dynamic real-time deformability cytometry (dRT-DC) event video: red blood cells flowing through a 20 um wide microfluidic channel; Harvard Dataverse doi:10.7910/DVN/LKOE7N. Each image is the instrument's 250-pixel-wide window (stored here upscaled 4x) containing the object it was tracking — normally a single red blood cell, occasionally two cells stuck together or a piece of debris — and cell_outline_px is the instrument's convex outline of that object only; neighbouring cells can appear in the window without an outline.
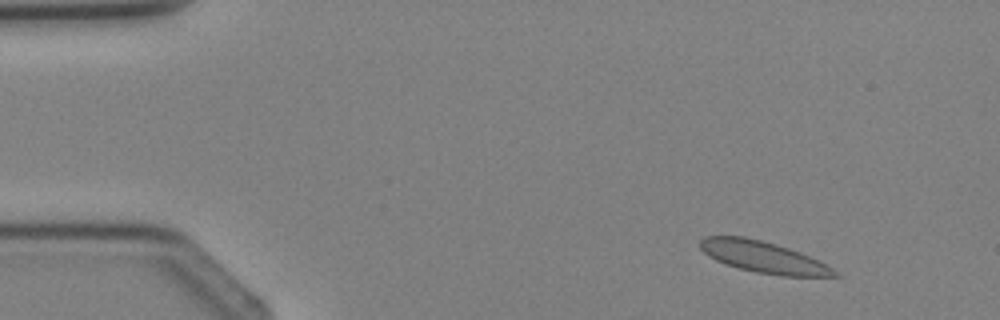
{"species": "Egyptian fruit bat (a non-hibernating species)", "species_latin": "Rousettus aegyptiacus", "temperature_condition": "cold", "stored_images_in_passage": 3, "camera_frame_rate_fps": 3000, "um_per_image_px": 0.085, "animal": {"sex": "female"}, "frame": {"image": 1, "passage_image": 1, "time_ms": 0.0, "image_size_px": [1000, 320], "cell_outline_px": [[844, 276], [780, 276], [756, 272], [740, 268], [716, 260], [708, 256], [700, 248], [700, 240], [704, 236], [744, 236], [776, 244], [800, 252], [832, 268]], "centroid_in_image_um": [64.87, 21.85], "position_along_channel_um": 20.1, "area_um2": 24.33}}
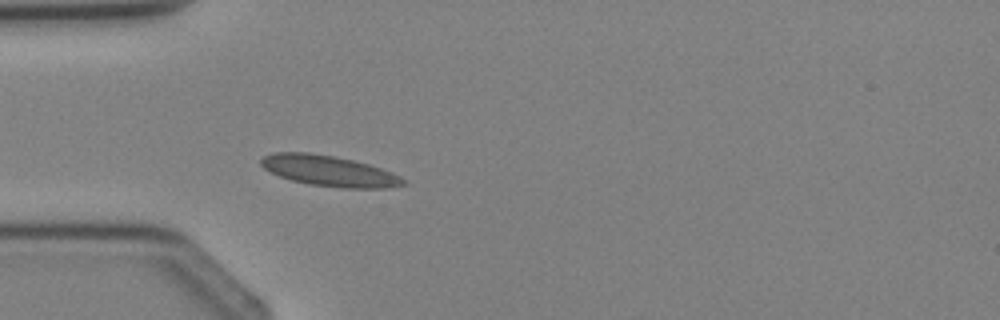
{"frame": {"image": 2, "passage_image": 3, "time_ms": 2.333, "image_size_px": [1000, 320], "cell_outline_px": [[408, 184], [392, 188], [340, 188], [308, 184], [292, 180], [280, 176], [264, 168], [260, 164], [260, 160], [264, 156], [276, 152], [308, 152], [332, 156], [352, 160], [368, 164], [392, 172], [408, 180]], "centroid_in_image_um": [28.03, 14.54], "position_along_channel_um": 57.0, "area_um2": 25.49}}